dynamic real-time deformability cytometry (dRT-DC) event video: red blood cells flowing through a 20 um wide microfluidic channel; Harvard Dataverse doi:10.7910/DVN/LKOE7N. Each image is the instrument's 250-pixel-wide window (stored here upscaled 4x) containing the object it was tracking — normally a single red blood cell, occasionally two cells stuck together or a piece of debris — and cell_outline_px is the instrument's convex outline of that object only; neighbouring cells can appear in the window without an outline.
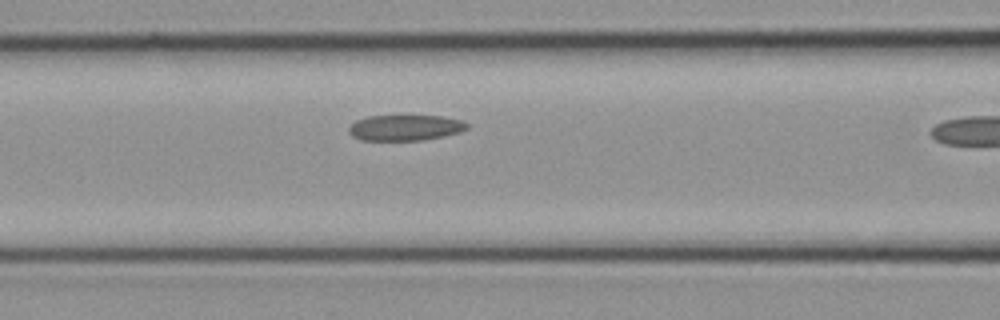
{"species": "common noctule bat (a hibernating species)", "species_latin": "Nyctalus noctula", "temperature_condition": "cold", "stored_images_in_passage": 7, "camera_frame_rate_fps": 3000, "um_per_image_px": 0.085, "animal": {"sex": "female", "body_mass_g": 21.9}, "frame": {"image": 1, "passage_image": 6, "time_ms": 1.667, "image_size_px": [1000, 320], "cell_outline_px": [[468, 128], [460, 132], [444, 136], [424, 140], [360, 140], [352, 136], [348, 132], [348, 128], [356, 120], [368, 116], [440, 116], [464, 120], [468, 124]], "centroid_in_image_um": [34.45, 10.85], "position_along_channel_um": 132.1, "area_um2": 17.8}}